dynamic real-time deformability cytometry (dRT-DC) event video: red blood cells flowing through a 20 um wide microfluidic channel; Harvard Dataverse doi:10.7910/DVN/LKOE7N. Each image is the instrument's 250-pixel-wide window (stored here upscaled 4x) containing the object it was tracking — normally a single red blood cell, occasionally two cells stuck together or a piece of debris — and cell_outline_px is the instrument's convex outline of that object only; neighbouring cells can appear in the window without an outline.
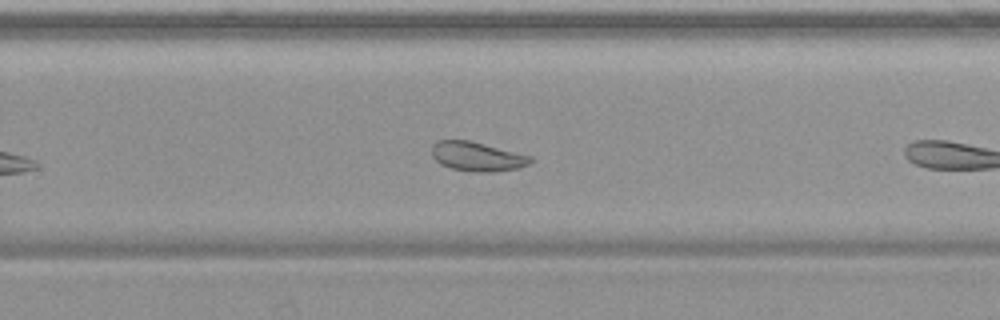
{"species": "common noctule bat (a hibernating species)", "species_latin": "Nyctalus noctula", "temperature_condition": "warm", "stored_images_in_passage": 28, "camera_frame_rate_fps": 3000, "um_per_image_px": 0.085, "animal": {"sex": "female", "body_mass_g": 19.9}, "frame": {"image": 1, "passage_image": 20, "time_ms": 6.333, "image_size_px": [1000, 320], "cell_outline_px": [[532, 160], [528, 164], [516, 168], [488, 172], [476, 172], [452, 168], [440, 164], [432, 156], [432, 144], [436, 140], [468, 140], [532, 156]], "centroid_in_image_um": [40.51, 13.29], "position_along_channel_um": 289.3, "area_um2": 16.59}}
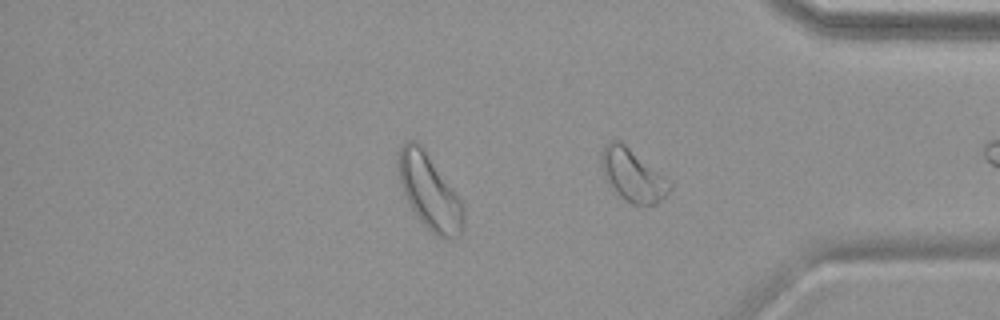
{"frame": {"image": 2, "passage_image": 28, "time_ms": 9.0, "image_size_px": [1000, 320], "cell_outline_px": [[672, 188], [656, 204], [632, 204], [612, 192], [604, 176], [600, 164], [600, 156], [608, 140], [620, 140], [672, 180]], "centroid_in_image_um": [53.78, 14.88], "position_along_channel_um": 381.4, "area_um2": 21.39}}